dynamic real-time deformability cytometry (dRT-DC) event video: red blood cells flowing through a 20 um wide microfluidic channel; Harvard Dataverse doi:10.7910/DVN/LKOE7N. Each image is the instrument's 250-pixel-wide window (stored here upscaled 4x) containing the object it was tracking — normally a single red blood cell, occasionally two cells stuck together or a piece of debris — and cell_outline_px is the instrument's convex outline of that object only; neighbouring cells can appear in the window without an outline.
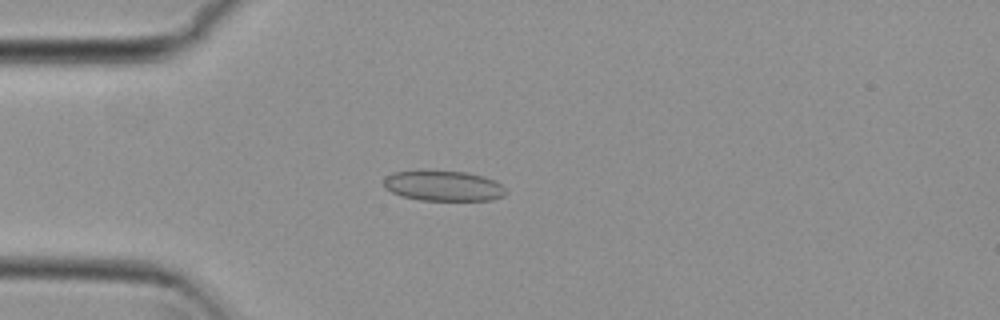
{"species": "common noctule bat (a hibernating species)", "species_latin": "Nyctalus noctula", "temperature_condition": "cold", "stored_images_in_passage": 55, "camera_frame_rate_fps": 3000, "um_per_image_px": 0.085, "animal": {"sex": "female", "body_mass_g": 29.2, "forearm_length_mm": 56.3}, "frame": {"image": 1, "passage_image": 15, "time_ms": 4.667, "image_size_px": [1000, 320], "cell_outline_px": [[508, 192], [504, 196], [492, 200], [420, 200], [400, 196], [384, 188], [384, 176], [392, 172], [420, 168], [424, 168], [468, 172], [484, 176], [500, 184]], "centroid_in_image_um": [37.62, 15.75], "position_along_channel_um": 47.4, "area_um2": 22.48}}
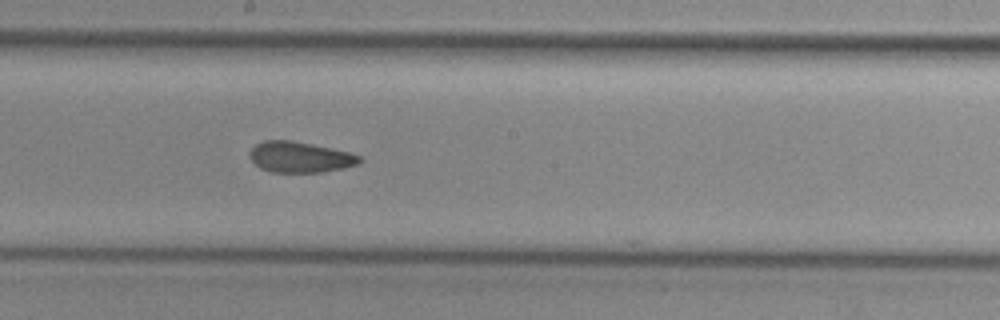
{"frame": {"image": 2, "passage_image": 30, "time_ms": 9.667, "image_size_px": [1000, 320], "cell_outline_px": [[364, 160], [356, 164], [344, 168], [320, 172], [272, 172], [260, 168], [248, 156], [248, 152], [256, 144], [264, 140], [292, 140], [312, 144], [348, 152], [360, 156]], "centroid_in_image_um": [25.47, 13.35], "position_along_channel_um": 222.7, "area_um2": 19.65}}
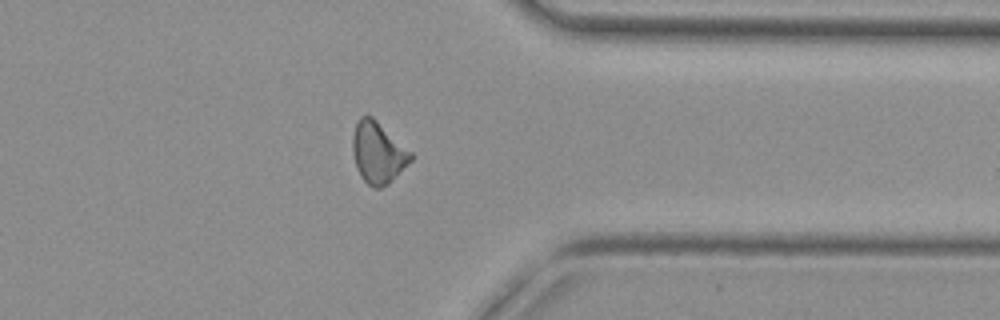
{"frame": {"image": 3, "passage_image": 43, "time_ms": 14.0, "image_size_px": [1000, 320], "cell_outline_px": [[412, 160], [388, 184], [380, 188], [372, 188], [360, 176], [352, 152], [352, 136], [356, 124], [360, 116], [372, 116], [412, 152]], "centroid_in_image_um": [32.12, 12.98], "position_along_channel_um": 379.3, "area_um2": 20.69}, "authors_computed_cell_mechanics": {"area_um2": 20.4612, "velocity_mm_per_s": 3.7997, "shape_relaxation_time_tau1_ms": null, "shape_relaxation_time_tau2_ms": 2.6617, "deformation_change_tau1": null, "deformation_change_tau2": 0.0848}}